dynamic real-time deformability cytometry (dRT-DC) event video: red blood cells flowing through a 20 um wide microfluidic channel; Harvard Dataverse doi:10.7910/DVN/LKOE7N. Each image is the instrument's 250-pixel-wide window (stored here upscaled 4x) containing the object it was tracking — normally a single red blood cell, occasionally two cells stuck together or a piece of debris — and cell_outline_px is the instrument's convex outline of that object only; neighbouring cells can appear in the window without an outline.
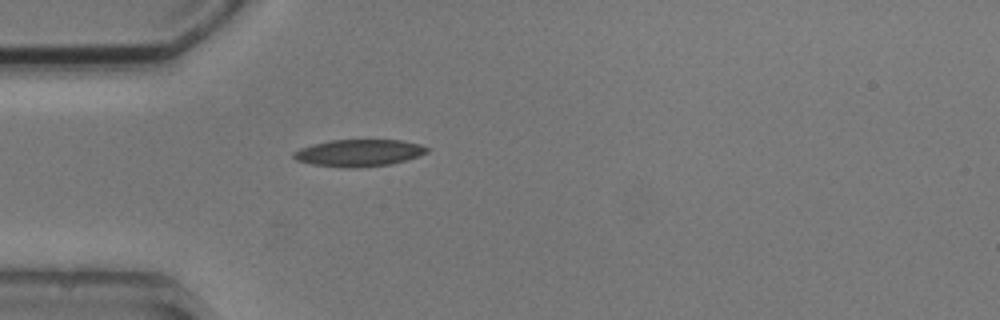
{"species": "common noctule bat (a hibernating species)", "species_latin": "Nyctalus noctula", "temperature_condition": "cold", "stored_images_in_passage": 1, "camera_frame_rate_fps": 3000, "um_per_image_px": 0.085, "animal": {"sex": "male", "body_mass_g": 20.5, "forearm_length_mm": 52.5}, "frame": {"image": 1, "passage_image": 1, "time_ms": 0.0, "image_size_px": [1000, 320], "cell_outline_px": [[428, 152], [420, 156], [392, 164], [356, 168], [340, 168], [312, 164], [296, 160], [292, 156], [292, 152], [300, 148], [312, 144], [332, 140], [400, 140], [420, 144], [428, 148]], "centroid_in_image_um": [30.49, 13.0], "position_along_channel_um": 54.5, "area_um2": 21.15}}